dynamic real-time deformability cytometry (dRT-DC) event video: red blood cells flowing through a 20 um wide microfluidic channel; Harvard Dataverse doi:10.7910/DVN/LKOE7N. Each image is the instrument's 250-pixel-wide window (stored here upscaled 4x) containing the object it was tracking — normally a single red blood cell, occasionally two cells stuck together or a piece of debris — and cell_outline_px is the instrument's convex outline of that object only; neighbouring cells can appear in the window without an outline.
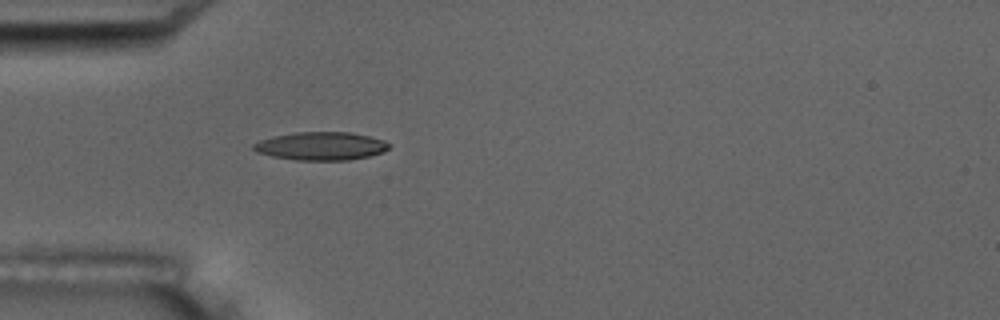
{"species": "common noctule bat (a hibernating species)", "species_latin": "Nyctalus noctula", "temperature_condition": "room temperature", "stored_images_in_passage": 6, "camera_frame_rate_fps": 3000, "um_per_image_px": 0.085, "animal": {"sex": "male", "body_mass_g": 17.5, "forearm_length_mm": 52.3}, "frame": {"image": 1, "passage_image": 6, "time_ms": 5.667, "image_size_px": [1000, 320], "cell_outline_px": [[392, 144], [384, 152], [368, 156], [348, 160], [296, 160], [272, 156], [256, 152], [252, 148], [252, 144], [260, 140], [272, 136], [296, 132], [348, 132], [368, 136], [384, 140]], "centroid_in_image_um": [27.27, 12.41], "position_along_channel_um": 57.7, "area_um2": 22.31}}